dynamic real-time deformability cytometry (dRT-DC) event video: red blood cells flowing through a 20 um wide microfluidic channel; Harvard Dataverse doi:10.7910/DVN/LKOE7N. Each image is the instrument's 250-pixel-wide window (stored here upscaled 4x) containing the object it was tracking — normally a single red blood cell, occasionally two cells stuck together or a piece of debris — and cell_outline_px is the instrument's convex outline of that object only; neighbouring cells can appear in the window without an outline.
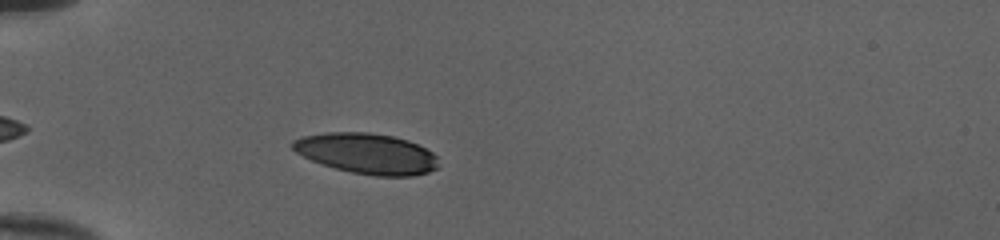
{"species": "human", "species_latin": "Homo sapiens", "temperature_condition": "cold", "stored_images_in_passage": 40, "camera_frame_rate_fps": 3000, "um_per_image_px": 0.085, "donor": {"sex": "female"}, "frame": {"image": 1, "passage_image": 5, "time_ms": 1.333, "image_size_px": [1000, 240], "cell_outline_px": [[436, 168], [428, 172], [412, 176], [376, 176], [352, 172], [336, 168], [312, 160], [296, 152], [292, 148], [292, 140], [300, 136], [328, 132], [368, 132], [392, 136], [408, 140], [432, 152], [436, 156]], "centroid_in_image_um": [31.15, 13.04], "position_along_channel_um": 53.8, "area_um2": 34.16}}
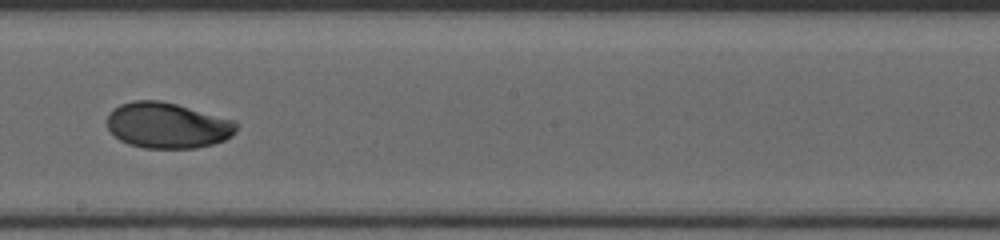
{"frame": {"image": 2, "passage_image": 20, "time_ms": 6.333, "image_size_px": [1000, 240], "cell_outline_px": [[236, 132], [232, 136], [224, 140], [212, 144], [196, 148], [144, 148], [128, 144], [120, 140], [108, 128], [108, 116], [120, 104], [132, 100], [160, 100], [176, 104], [236, 120]], "centroid_in_image_um": [14.26, 10.66], "position_along_channel_um": 233.9, "area_um2": 34.39}}
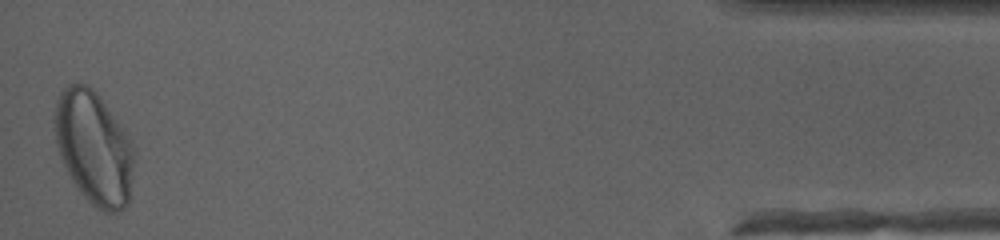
{"frame": {"image": 3, "passage_image": 40, "time_ms": 13.0, "image_size_px": [1000, 240], "cell_outline_px": [[136, 152], [128, 204], [120, 212], [104, 212], [96, 208], [80, 192], [72, 180], [60, 156], [56, 144], [52, 120], [56, 100], [60, 92], [68, 84], [84, 84], [92, 88], [100, 96], [124, 128]], "centroid_in_image_um": [7.98, 12.55], "position_along_channel_um": 427.2, "area_um2": 52.94}, "authors_computed_cell_mechanics": {"area_um2": 34.8823, "velocity_mm_per_s": 4.0092, "shape_relaxation_time_tau1_ms": 3.9419, "shape_relaxation_time_tau2_ms": 2.314, "deformation_change_tau1": 0.1507, "deformation_change_tau2": 0.0436}}